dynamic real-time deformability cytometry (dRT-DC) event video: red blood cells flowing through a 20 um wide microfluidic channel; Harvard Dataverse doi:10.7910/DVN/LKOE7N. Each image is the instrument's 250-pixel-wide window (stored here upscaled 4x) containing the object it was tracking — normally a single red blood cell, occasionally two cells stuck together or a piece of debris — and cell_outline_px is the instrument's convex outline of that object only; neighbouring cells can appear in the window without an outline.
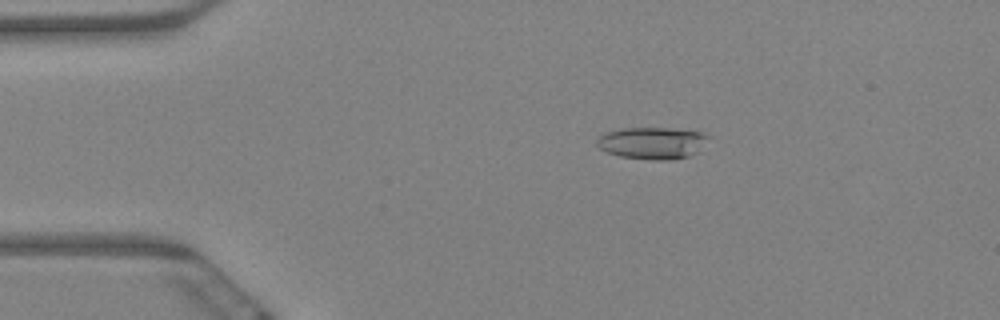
{"species": "Egyptian fruit bat (a non-hibernating species)", "species_latin": "Rousettus aegyptiacus", "temperature_condition": "warm", "stored_images_in_passage": 64, "camera_frame_rate_fps": 3000, "um_per_image_px": 0.085, "animal": {"sex": "female"}, "frame": {"image": 1, "passage_image": 12, "time_ms": 3.667, "image_size_px": [1000, 320], "cell_outline_px": [[708, 136], [696, 152], [688, 156], [668, 160], [652, 160], [620, 156], [608, 152], [600, 148], [596, 144], [596, 140], [600, 136], [608, 132], [624, 128], [672, 128], [704, 132]], "centroid_in_image_um": [55.42, 12.15], "position_along_channel_um": 29.6, "area_um2": 20.4}}
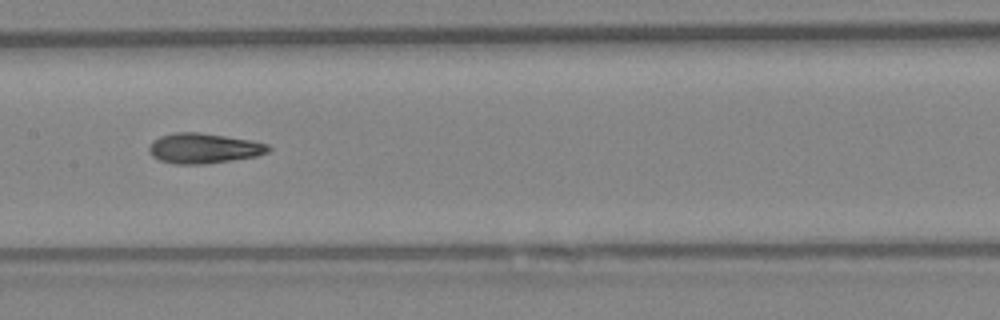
{"frame": {"image": 2, "passage_image": 32, "time_ms": 10.333, "image_size_px": [1000, 320], "cell_outline_px": [[272, 148], [268, 152], [256, 156], [232, 160], [204, 164], [176, 164], [160, 160], [152, 156], [148, 152], [148, 148], [152, 140], [160, 136], [176, 132], [200, 132], [252, 140], [268, 144]], "centroid_in_image_um": [17.31, 12.6], "position_along_channel_um": 190.1, "area_um2": 21.1}}
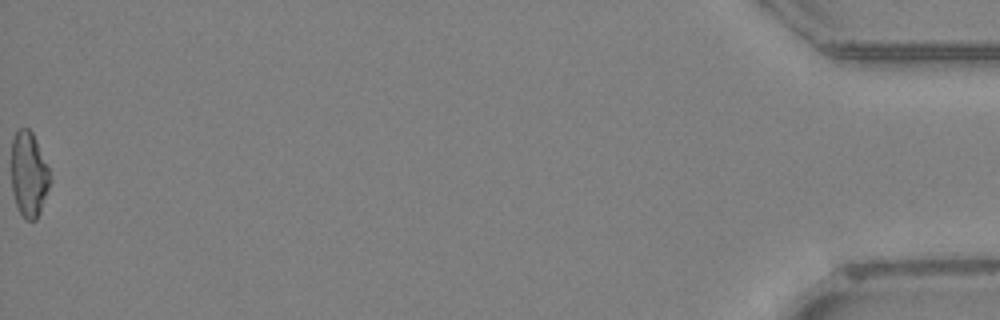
{"frame": {"image": 3, "passage_image": 64, "time_ms": 21.0, "image_size_px": [1000, 320], "cell_outline_px": [[52, 180], [40, 212], [36, 220], [24, 220], [16, 204], [12, 192], [12, 140], [16, 132], [20, 128], [28, 128], [32, 132], [36, 140], [48, 168]], "centroid_in_image_um": [2.46, 14.85], "position_along_channel_um": 432.7, "area_um2": 19.13}, "authors_computed_cell_mechanics": {"area_um2": 20.4901, "velocity_mm_per_s": 3.2414, "shape_relaxation_time_tau1_ms": null, "shape_relaxation_time_tau2_ms": 3.4253, "deformation_change_tau1": null, "deformation_change_tau2": 0.1252}}